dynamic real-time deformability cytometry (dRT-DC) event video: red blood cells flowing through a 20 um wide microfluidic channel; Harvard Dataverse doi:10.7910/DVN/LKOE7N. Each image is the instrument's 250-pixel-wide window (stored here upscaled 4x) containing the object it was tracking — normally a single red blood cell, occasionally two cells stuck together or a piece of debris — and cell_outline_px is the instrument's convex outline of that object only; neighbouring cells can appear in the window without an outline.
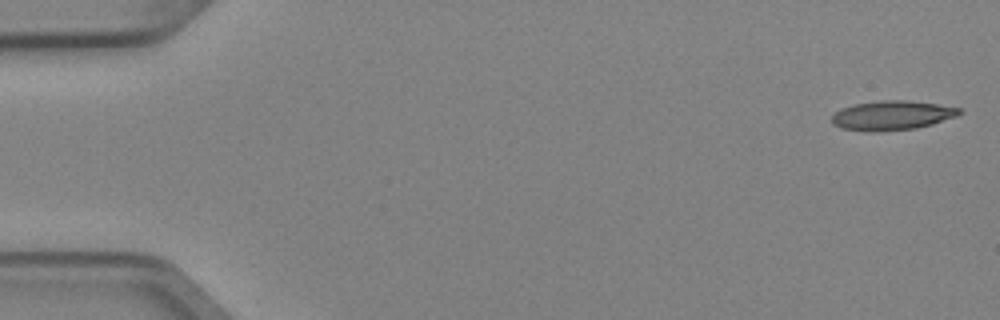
{"species": "Egyptian fruit bat (a non-hibernating species)", "species_latin": "Rousettus aegyptiacus", "temperature_condition": "cold", "stored_images_in_passage": 6, "segment_of_instrument_passage": [1, 2], "camera_frame_rate_fps": 3000, "um_per_image_px": 0.085, "animal": {"sex": "female"}, "frame": {"image": 1, "passage_image": 1, "time_ms": 0.0, "image_size_px": [1000, 320], "cell_outline_px": [[964, 112], [956, 116], [932, 124], [916, 128], [876, 132], [868, 132], [840, 128], [832, 124], [832, 116], [840, 108], [852, 104], [880, 100], [904, 100], [936, 104], [960, 108]], "centroid_in_image_um": [75.78, 9.81], "position_along_channel_um": 9.2, "area_um2": 21.96}}
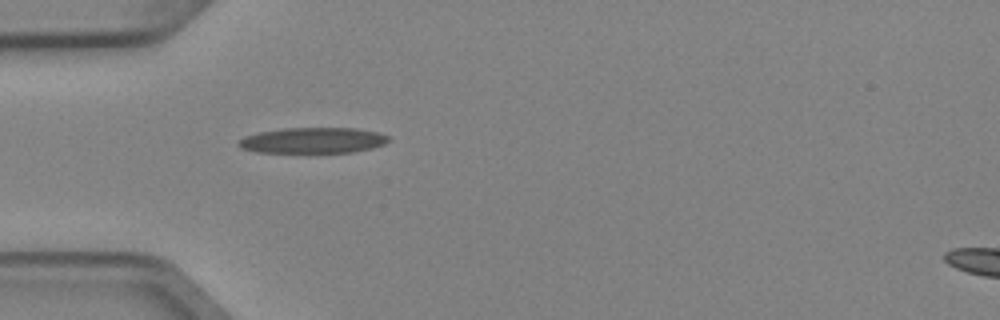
{"frame": {"image": 2, "passage_image": 5, "time_ms": 1.333, "image_size_px": [1000, 320], "cell_outline_px": [[392, 140], [384, 144], [372, 148], [352, 152], [256, 152], [240, 148], [236, 144], [244, 136], [260, 132], [284, 128], [356, 128], [380, 132], [388, 136]], "centroid_in_image_um": [26.62, 11.93], "position_along_channel_um": 58.4, "area_um2": 22.54}}